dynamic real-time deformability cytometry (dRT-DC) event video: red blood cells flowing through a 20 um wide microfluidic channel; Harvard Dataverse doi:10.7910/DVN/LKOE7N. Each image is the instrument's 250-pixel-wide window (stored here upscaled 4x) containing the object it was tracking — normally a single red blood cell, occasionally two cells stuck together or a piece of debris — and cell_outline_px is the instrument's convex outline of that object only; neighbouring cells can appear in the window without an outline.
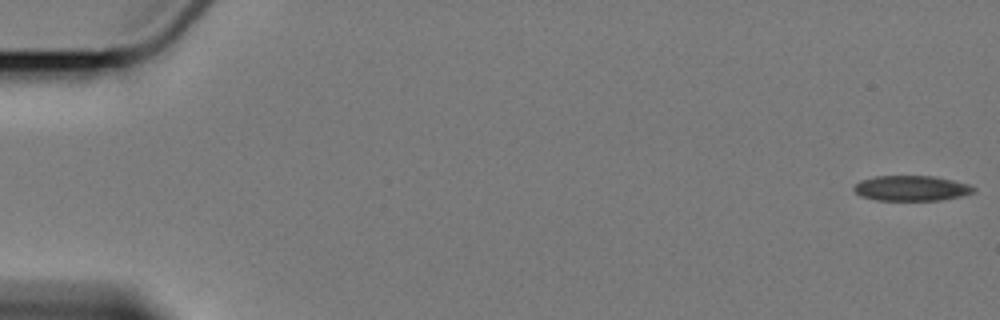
{"species": "Egyptian fruit bat (a non-hibernating species)", "species_latin": "Rousettus aegyptiacus", "temperature_condition": "cold", "stored_images_in_passage": 8, "camera_frame_rate_fps": 3000, "um_per_image_px": 0.085, "animal": {"sex": "female"}, "frame": {"image": 1, "passage_image": 1, "time_ms": 0.0, "image_size_px": [1000, 320], "cell_outline_px": [[976, 192], [960, 196], [940, 200], [876, 200], [860, 196], [852, 188], [860, 180], [876, 176], [936, 176], [968, 184], [976, 188]], "centroid_in_image_um": [77.47, 16.0], "position_along_channel_um": 7.5, "area_um2": 17.63}}
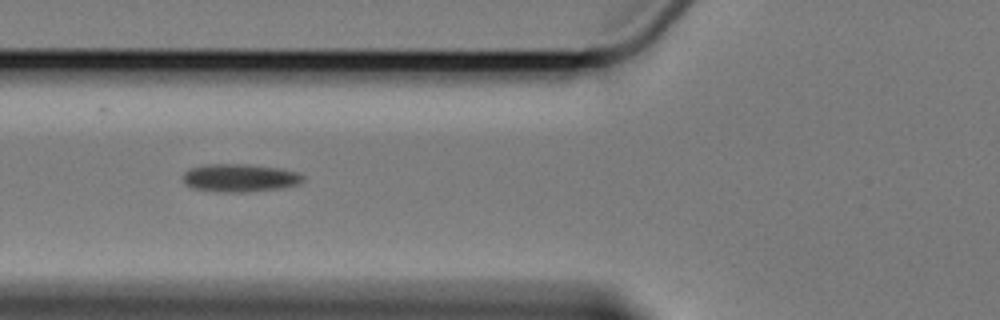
{"frame": {"image": 2, "passage_image": 7, "time_ms": 7.333, "image_size_px": [1000, 320], "cell_outline_px": [[304, 180], [300, 184], [284, 188], [244, 192], [220, 192], [192, 188], [184, 184], [184, 172], [188, 168], [208, 164], [248, 164], [280, 168], [296, 172], [304, 176]], "centroid_in_image_um": [20.39, 15.12], "position_along_channel_um": 105.4, "area_um2": 19.77}}
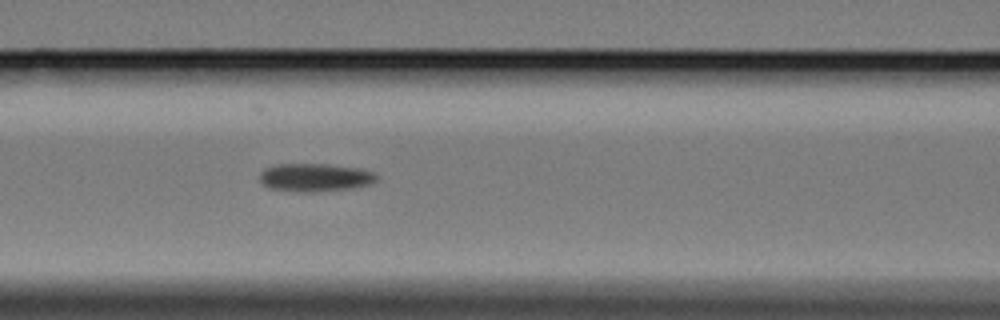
{"frame": {"image": 3, "passage_image": 8, "time_ms": 8.333, "image_size_px": [1000, 320], "cell_outline_px": [[376, 180], [368, 184], [348, 188], [308, 192], [300, 192], [268, 188], [260, 180], [260, 172], [264, 168], [276, 164], [328, 164], [360, 168], [372, 172], [376, 176]], "centroid_in_image_um": [26.71, 15.07], "position_along_channel_um": 139.9, "area_um2": 18.9}}